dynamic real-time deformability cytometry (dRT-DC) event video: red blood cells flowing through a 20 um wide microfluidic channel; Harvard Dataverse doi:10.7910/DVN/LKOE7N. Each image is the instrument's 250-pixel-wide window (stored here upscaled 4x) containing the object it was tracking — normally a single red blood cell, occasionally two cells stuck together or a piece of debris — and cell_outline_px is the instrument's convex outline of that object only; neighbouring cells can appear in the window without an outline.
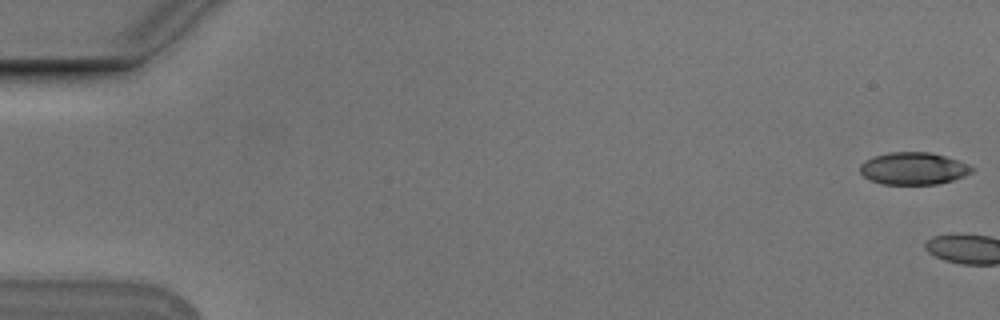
{"species": "Egyptian fruit bat (a non-hibernating species)", "species_latin": "Rousettus aegyptiacus", "temperature_condition": "cold", "stored_images_in_passage": 4, "camera_frame_rate_fps": 3000, "um_per_image_px": 0.085, "animal": {"sex": "male"}, "frame": {"image": 1, "passage_image": 1, "time_ms": 0.0, "image_size_px": [1000, 320], "cell_outline_px": [[972, 172], [964, 176], [952, 180], [936, 184], [880, 184], [868, 180], [860, 172], [860, 164], [864, 160], [872, 156], [888, 152], [928, 152], [944, 156], [956, 160], [972, 168]], "centroid_in_image_um": [77.55, 14.32], "position_along_channel_um": 7.5, "area_um2": 20.92}}